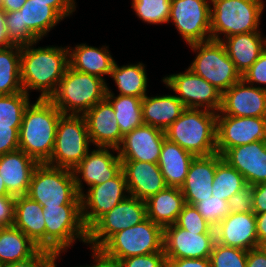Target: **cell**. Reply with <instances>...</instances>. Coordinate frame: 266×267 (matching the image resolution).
Instances as JSON below:
<instances>
[{
  "label": "cell",
  "instance_id": "1",
  "mask_svg": "<svg viewBox=\"0 0 266 267\" xmlns=\"http://www.w3.org/2000/svg\"><path fill=\"white\" fill-rule=\"evenodd\" d=\"M38 42L21 47V85L28 95L37 90L38 99H50L69 66L68 47L36 48Z\"/></svg>",
  "mask_w": 266,
  "mask_h": 267
},
{
  "label": "cell",
  "instance_id": "2",
  "mask_svg": "<svg viewBox=\"0 0 266 267\" xmlns=\"http://www.w3.org/2000/svg\"><path fill=\"white\" fill-rule=\"evenodd\" d=\"M61 111L49 100L38 99L25 108L19 130V149L39 164L47 163L54 148Z\"/></svg>",
  "mask_w": 266,
  "mask_h": 267
},
{
  "label": "cell",
  "instance_id": "3",
  "mask_svg": "<svg viewBox=\"0 0 266 267\" xmlns=\"http://www.w3.org/2000/svg\"><path fill=\"white\" fill-rule=\"evenodd\" d=\"M217 113L186 108L165 131V137L194 156H210L216 148Z\"/></svg>",
  "mask_w": 266,
  "mask_h": 267
},
{
  "label": "cell",
  "instance_id": "4",
  "mask_svg": "<svg viewBox=\"0 0 266 267\" xmlns=\"http://www.w3.org/2000/svg\"><path fill=\"white\" fill-rule=\"evenodd\" d=\"M106 80L67 67L50 101L62 114L84 115L106 99Z\"/></svg>",
  "mask_w": 266,
  "mask_h": 267
},
{
  "label": "cell",
  "instance_id": "5",
  "mask_svg": "<svg viewBox=\"0 0 266 267\" xmlns=\"http://www.w3.org/2000/svg\"><path fill=\"white\" fill-rule=\"evenodd\" d=\"M211 40L260 31L263 0H210ZM221 35L224 37L222 38Z\"/></svg>",
  "mask_w": 266,
  "mask_h": 267
},
{
  "label": "cell",
  "instance_id": "6",
  "mask_svg": "<svg viewBox=\"0 0 266 267\" xmlns=\"http://www.w3.org/2000/svg\"><path fill=\"white\" fill-rule=\"evenodd\" d=\"M42 205H81L73 171L46 163L35 168L26 194Z\"/></svg>",
  "mask_w": 266,
  "mask_h": 267
},
{
  "label": "cell",
  "instance_id": "7",
  "mask_svg": "<svg viewBox=\"0 0 266 267\" xmlns=\"http://www.w3.org/2000/svg\"><path fill=\"white\" fill-rule=\"evenodd\" d=\"M189 46L191 51L197 54L188 68L222 94L242 79L221 41L208 40Z\"/></svg>",
  "mask_w": 266,
  "mask_h": 267
},
{
  "label": "cell",
  "instance_id": "8",
  "mask_svg": "<svg viewBox=\"0 0 266 267\" xmlns=\"http://www.w3.org/2000/svg\"><path fill=\"white\" fill-rule=\"evenodd\" d=\"M45 222V249L67 252L79 240L87 245L81 205H42Z\"/></svg>",
  "mask_w": 266,
  "mask_h": 267
},
{
  "label": "cell",
  "instance_id": "9",
  "mask_svg": "<svg viewBox=\"0 0 266 267\" xmlns=\"http://www.w3.org/2000/svg\"><path fill=\"white\" fill-rule=\"evenodd\" d=\"M90 137L83 115L62 114L57 126L54 148L46 163L73 170L90 151Z\"/></svg>",
  "mask_w": 266,
  "mask_h": 267
},
{
  "label": "cell",
  "instance_id": "10",
  "mask_svg": "<svg viewBox=\"0 0 266 267\" xmlns=\"http://www.w3.org/2000/svg\"><path fill=\"white\" fill-rule=\"evenodd\" d=\"M164 229L147 218L140 224L118 231L100 248L118 260L163 250Z\"/></svg>",
  "mask_w": 266,
  "mask_h": 267
},
{
  "label": "cell",
  "instance_id": "11",
  "mask_svg": "<svg viewBox=\"0 0 266 267\" xmlns=\"http://www.w3.org/2000/svg\"><path fill=\"white\" fill-rule=\"evenodd\" d=\"M146 219V202L129 195L87 230V244L100 248L118 231L140 224Z\"/></svg>",
  "mask_w": 266,
  "mask_h": 267
},
{
  "label": "cell",
  "instance_id": "12",
  "mask_svg": "<svg viewBox=\"0 0 266 267\" xmlns=\"http://www.w3.org/2000/svg\"><path fill=\"white\" fill-rule=\"evenodd\" d=\"M162 82L186 108L205 109L215 113L221 109L222 93L189 68L163 77Z\"/></svg>",
  "mask_w": 266,
  "mask_h": 267
},
{
  "label": "cell",
  "instance_id": "13",
  "mask_svg": "<svg viewBox=\"0 0 266 267\" xmlns=\"http://www.w3.org/2000/svg\"><path fill=\"white\" fill-rule=\"evenodd\" d=\"M211 2L208 0H171L169 22L187 45L211 40Z\"/></svg>",
  "mask_w": 266,
  "mask_h": 267
},
{
  "label": "cell",
  "instance_id": "14",
  "mask_svg": "<svg viewBox=\"0 0 266 267\" xmlns=\"http://www.w3.org/2000/svg\"><path fill=\"white\" fill-rule=\"evenodd\" d=\"M126 177L121 170L114 178L87 188L81 197V215L88 230L102 215L129 196Z\"/></svg>",
  "mask_w": 266,
  "mask_h": 267
},
{
  "label": "cell",
  "instance_id": "15",
  "mask_svg": "<svg viewBox=\"0 0 266 267\" xmlns=\"http://www.w3.org/2000/svg\"><path fill=\"white\" fill-rule=\"evenodd\" d=\"M112 150V152H111ZM117 155H114L115 152ZM122 170L118 151L112 147H95L72 170L79 195L85 192L83 182L89 187L114 178ZM83 181V182H82Z\"/></svg>",
  "mask_w": 266,
  "mask_h": 267
},
{
  "label": "cell",
  "instance_id": "16",
  "mask_svg": "<svg viewBox=\"0 0 266 267\" xmlns=\"http://www.w3.org/2000/svg\"><path fill=\"white\" fill-rule=\"evenodd\" d=\"M266 140V118L217 116L216 148L227 149Z\"/></svg>",
  "mask_w": 266,
  "mask_h": 267
},
{
  "label": "cell",
  "instance_id": "17",
  "mask_svg": "<svg viewBox=\"0 0 266 267\" xmlns=\"http://www.w3.org/2000/svg\"><path fill=\"white\" fill-rule=\"evenodd\" d=\"M216 241L215 232H189L176 224L164 228L166 259L209 258Z\"/></svg>",
  "mask_w": 266,
  "mask_h": 267
},
{
  "label": "cell",
  "instance_id": "18",
  "mask_svg": "<svg viewBox=\"0 0 266 267\" xmlns=\"http://www.w3.org/2000/svg\"><path fill=\"white\" fill-rule=\"evenodd\" d=\"M217 116L266 118V90L241 79L222 94Z\"/></svg>",
  "mask_w": 266,
  "mask_h": 267
},
{
  "label": "cell",
  "instance_id": "19",
  "mask_svg": "<svg viewBox=\"0 0 266 267\" xmlns=\"http://www.w3.org/2000/svg\"><path fill=\"white\" fill-rule=\"evenodd\" d=\"M165 138L164 130L142 124L123 136L118 156L121 161L158 163Z\"/></svg>",
  "mask_w": 266,
  "mask_h": 267
},
{
  "label": "cell",
  "instance_id": "20",
  "mask_svg": "<svg viewBox=\"0 0 266 267\" xmlns=\"http://www.w3.org/2000/svg\"><path fill=\"white\" fill-rule=\"evenodd\" d=\"M222 159L251 185L266 182V140L227 149Z\"/></svg>",
  "mask_w": 266,
  "mask_h": 267
},
{
  "label": "cell",
  "instance_id": "21",
  "mask_svg": "<svg viewBox=\"0 0 266 267\" xmlns=\"http://www.w3.org/2000/svg\"><path fill=\"white\" fill-rule=\"evenodd\" d=\"M214 229L222 245L247 251L259 246L254 212L229 213Z\"/></svg>",
  "mask_w": 266,
  "mask_h": 267
},
{
  "label": "cell",
  "instance_id": "22",
  "mask_svg": "<svg viewBox=\"0 0 266 267\" xmlns=\"http://www.w3.org/2000/svg\"><path fill=\"white\" fill-rule=\"evenodd\" d=\"M90 141L95 147L117 149L123 140L114 108L104 99L89 109L84 115Z\"/></svg>",
  "mask_w": 266,
  "mask_h": 267
},
{
  "label": "cell",
  "instance_id": "23",
  "mask_svg": "<svg viewBox=\"0 0 266 267\" xmlns=\"http://www.w3.org/2000/svg\"><path fill=\"white\" fill-rule=\"evenodd\" d=\"M222 160L219 153L195 157L189 167L184 184L180 188L186 204L196 203L212 196V183L216 165Z\"/></svg>",
  "mask_w": 266,
  "mask_h": 267
},
{
  "label": "cell",
  "instance_id": "24",
  "mask_svg": "<svg viewBox=\"0 0 266 267\" xmlns=\"http://www.w3.org/2000/svg\"><path fill=\"white\" fill-rule=\"evenodd\" d=\"M130 196L146 201L167 185L157 163L122 161Z\"/></svg>",
  "mask_w": 266,
  "mask_h": 267
},
{
  "label": "cell",
  "instance_id": "25",
  "mask_svg": "<svg viewBox=\"0 0 266 267\" xmlns=\"http://www.w3.org/2000/svg\"><path fill=\"white\" fill-rule=\"evenodd\" d=\"M38 162L18 149L0 156V176L10 195H26Z\"/></svg>",
  "mask_w": 266,
  "mask_h": 267
},
{
  "label": "cell",
  "instance_id": "26",
  "mask_svg": "<svg viewBox=\"0 0 266 267\" xmlns=\"http://www.w3.org/2000/svg\"><path fill=\"white\" fill-rule=\"evenodd\" d=\"M67 47L69 67L104 80L106 75L110 76L116 61L109 51V46L98 48L81 43L72 48Z\"/></svg>",
  "mask_w": 266,
  "mask_h": 267
},
{
  "label": "cell",
  "instance_id": "27",
  "mask_svg": "<svg viewBox=\"0 0 266 267\" xmlns=\"http://www.w3.org/2000/svg\"><path fill=\"white\" fill-rule=\"evenodd\" d=\"M263 36L261 31H255L226 37L221 41L241 75L255 63L265 50L266 37Z\"/></svg>",
  "mask_w": 266,
  "mask_h": 267
},
{
  "label": "cell",
  "instance_id": "28",
  "mask_svg": "<svg viewBox=\"0 0 266 267\" xmlns=\"http://www.w3.org/2000/svg\"><path fill=\"white\" fill-rule=\"evenodd\" d=\"M14 227L39 248L45 249V222L42 206L27 195L15 197Z\"/></svg>",
  "mask_w": 266,
  "mask_h": 267
},
{
  "label": "cell",
  "instance_id": "29",
  "mask_svg": "<svg viewBox=\"0 0 266 267\" xmlns=\"http://www.w3.org/2000/svg\"><path fill=\"white\" fill-rule=\"evenodd\" d=\"M186 109L176 95H146L142 99L143 124L166 130Z\"/></svg>",
  "mask_w": 266,
  "mask_h": 267
},
{
  "label": "cell",
  "instance_id": "30",
  "mask_svg": "<svg viewBox=\"0 0 266 267\" xmlns=\"http://www.w3.org/2000/svg\"><path fill=\"white\" fill-rule=\"evenodd\" d=\"M175 142L164 139L158 166L167 187L181 188L188 174L190 164L195 158Z\"/></svg>",
  "mask_w": 266,
  "mask_h": 267
},
{
  "label": "cell",
  "instance_id": "31",
  "mask_svg": "<svg viewBox=\"0 0 266 267\" xmlns=\"http://www.w3.org/2000/svg\"><path fill=\"white\" fill-rule=\"evenodd\" d=\"M147 218L163 229L176 223L186 204L180 188L166 187L146 201Z\"/></svg>",
  "mask_w": 266,
  "mask_h": 267
},
{
  "label": "cell",
  "instance_id": "32",
  "mask_svg": "<svg viewBox=\"0 0 266 267\" xmlns=\"http://www.w3.org/2000/svg\"><path fill=\"white\" fill-rule=\"evenodd\" d=\"M19 11L21 12L22 27H27L39 41L64 20L48 3L27 0Z\"/></svg>",
  "mask_w": 266,
  "mask_h": 267
},
{
  "label": "cell",
  "instance_id": "33",
  "mask_svg": "<svg viewBox=\"0 0 266 267\" xmlns=\"http://www.w3.org/2000/svg\"><path fill=\"white\" fill-rule=\"evenodd\" d=\"M39 247L14 226L0 228V262L15 263L31 257Z\"/></svg>",
  "mask_w": 266,
  "mask_h": 267
},
{
  "label": "cell",
  "instance_id": "34",
  "mask_svg": "<svg viewBox=\"0 0 266 267\" xmlns=\"http://www.w3.org/2000/svg\"><path fill=\"white\" fill-rule=\"evenodd\" d=\"M110 77L118 88V95L134 96L142 99L147 95L148 78L145 64L141 62L122 66L115 62Z\"/></svg>",
  "mask_w": 266,
  "mask_h": 267
},
{
  "label": "cell",
  "instance_id": "35",
  "mask_svg": "<svg viewBox=\"0 0 266 267\" xmlns=\"http://www.w3.org/2000/svg\"><path fill=\"white\" fill-rule=\"evenodd\" d=\"M106 99L114 108L121 134L131 132L143 124L142 98L126 95H115L107 85Z\"/></svg>",
  "mask_w": 266,
  "mask_h": 267
},
{
  "label": "cell",
  "instance_id": "36",
  "mask_svg": "<svg viewBox=\"0 0 266 267\" xmlns=\"http://www.w3.org/2000/svg\"><path fill=\"white\" fill-rule=\"evenodd\" d=\"M21 47L0 48V95L22 92Z\"/></svg>",
  "mask_w": 266,
  "mask_h": 267
},
{
  "label": "cell",
  "instance_id": "37",
  "mask_svg": "<svg viewBox=\"0 0 266 267\" xmlns=\"http://www.w3.org/2000/svg\"><path fill=\"white\" fill-rule=\"evenodd\" d=\"M246 184L244 176L222 159L216 165L212 183V196L228 201Z\"/></svg>",
  "mask_w": 266,
  "mask_h": 267
},
{
  "label": "cell",
  "instance_id": "38",
  "mask_svg": "<svg viewBox=\"0 0 266 267\" xmlns=\"http://www.w3.org/2000/svg\"><path fill=\"white\" fill-rule=\"evenodd\" d=\"M29 96L24 91L0 95V126L20 128L24 110L31 103Z\"/></svg>",
  "mask_w": 266,
  "mask_h": 267
},
{
  "label": "cell",
  "instance_id": "39",
  "mask_svg": "<svg viewBox=\"0 0 266 267\" xmlns=\"http://www.w3.org/2000/svg\"><path fill=\"white\" fill-rule=\"evenodd\" d=\"M132 9L138 19L148 24L168 23L171 0H132Z\"/></svg>",
  "mask_w": 266,
  "mask_h": 267
},
{
  "label": "cell",
  "instance_id": "40",
  "mask_svg": "<svg viewBox=\"0 0 266 267\" xmlns=\"http://www.w3.org/2000/svg\"><path fill=\"white\" fill-rule=\"evenodd\" d=\"M247 250L225 246L215 241L210 254L211 267H246Z\"/></svg>",
  "mask_w": 266,
  "mask_h": 267
},
{
  "label": "cell",
  "instance_id": "41",
  "mask_svg": "<svg viewBox=\"0 0 266 267\" xmlns=\"http://www.w3.org/2000/svg\"><path fill=\"white\" fill-rule=\"evenodd\" d=\"M4 16L6 34L10 45L23 47L39 41L27 27H22L21 12L19 10L4 12Z\"/></svg>",
  "mask_w": 266,
  "mask_h": 267
},
{
  "label": "cell",
  "instance_id": "42",
  "mask_svg": "<svg viewBox=\"0 0 266 267\" xmlns=\"http://www.w3.org/2000/svg\"><path fill=\"white\" fill-rule=\"evenodd\" d=\"M202 217L209 222L214 228L223 220L227 215L228 201L211 196L194 205Z\"/></svg>",
  "mask_w": 266,
  "mask_h": 267
},
{
  "label": "cell",
  "instance_id": "43",
  "mask_svg": "<svg viewBox=\"0 0 266 267\" xmlns=\"http://www.w3.org/2000/svg\"><path fill=\"white\" fill-rule=\"evenodd\" d=\"M175 224L189 232H215L194 205L185 204Z\"/></svg>",
  "mask_w": 266,
  "mask_h": 267
},
{
  "label": "cell",
  "instance_id": "44",
  "mask_svg": "<svg viewBox=\"0 0 266 267\" xmlns=\"http://www.w3.org/2000/svg\"><path fill=\"white\" fill-rule=\"evenodd\" d=\"M254 185L247 183L228 200L229 213L253 212Z\"/></svg>",
  "mask_w": 266,
  "mask_h": 267
},
{
  "label": "cell",
  "instance_id": "45",
  "mask_svg": "<svg viewBox=\"0 0 266 267\" xmlns=\"http://www.w3.org/2000/svg\"><path fill=\"white\" fill-rule=\"evenodd\" d=\"M121 267H164L167 262L164 251L152 254L131 256L119 260Z\"/></svg>",
  "mask_w": 266,
  "mask_h": 267
},
{
  "label": "cell",
  "instance_id": "46",
  "mask_svg": "<svg viewBox=\"0 0 266 267\" xmlns=\"http://www.w3.org/2000/svg\"><path fill=\"white\" fill-rule=\"evenodd\" d=\"M242 79L250 85H256V87L266 90V48L255 63L242 75Z\"/></svg>",
  "mask_w": 266,
  "mask_h": 267
},
{
  "label": "cell",
  "instance_id": "47",
  "mask_svg": "<svg viewBox=\"0 0 266 267\" xmlns=\"http://www.w3.org/2000/svg\"><path fill=\"white\" fill-rule=\"evenodd\" d=\"M20 128L0 126V156L19 149Z\"/></svg>",
  "mask_w": 266,
  "mask_h": 267
},
{
  "label": "cell",
  "instance_id": "48",
  "mask_svg": "<svg viewBox=\"0 0 266 267\" xmlns=\"http://www.w3.org/2000/svg\"><path fill=\"white\" fill-rule=\"evenodd\" d=\"M15 219V196H0V228L11 227Z\"/></svg>",
  "mask_w": 266,
  "mask_h": 267
},
{
  "label": "cell",
  "instance_id": "49",
  "mask_svg": "<svg viewBox=\"0 0 266 267\" xmlns=\"http://www.w3.org/2000/svg\"><path fill=\"white\" fill-rule=\"evenodd\" d=\"M52 252L53 251L39 248L31 257L22 261L3 265L2 267H45L47 258Z\"/></svg>",
  "mask_w": 266,
  "mask_h": 267
},
{
  "label": "cell",
  "instance_id": "50",
  "mask_svg": "<svg viewBox=\"0 0 266 267\" xmlns=\"http://www.w3.org/2000/svg\"><path fill=\"white\" fill-rule=\"evenodd\" d=\"M94 259V265H84L83 267H121L117 258L107 255L101 248L89 246Z\"/></svg>",
  "mask_w": 266,
  "mask_h": 267
},
{
  "label": "cell",
  "instance_id": "51",
  "mask_svg": "<svg viewBox=\"0 0 266 267\" xmlns=\"http://www.w3.org/2000/svg\"><path fill=\"white\" fill-rule=\"evenodd\" d=\"M31 2L48 3V5L54 8L64 19L73 15L77 7L75 0H31Z\"/></svg>",
  "mask_w": 266,
  "mask_h": 267
},
{
  "label": "cell",
  "instance_id": "52",
  "mask_svg": "<svg viewBox=\"0 0 266 267\" xmlns=\"http://www.w3.org/2000/svg\"><path fill=\"white\" fill-rule=\"evenodd\" d=\"M253 212L255 214L266 212V182L254 185Z\"/></svg>",
  "mask_w": 266,
  "mask_h": 267
},
{
  "label": "cell",
  "instance_id": "53",
  "mask_svg": "<svg viewBox=\"0 0 266 267\" xmlns=\"http://www.w3.org/2000/svg\"><path fill=\"white\" fill-rule=\"evenodd\" d=\"M174 267H211L209 258L166 259Z\"/></svg>",
  "mask_w": 266,
  "mask_h": 267
},
{
  "label": "cell",
  "instance_id": "54",
  "mask_svg": "<svg viewBox=\"0 0 266 267\" xmlns=\"http://www.w3.org/2000/svg\"><path fill=\"white\" fill-rule=\"evenodd\" d=\"M246 267H266V253L259 247L248 250Z\"/></svg>",
  "mask_w": 266,
  "mask_h": 267
},
{
  "label": "cell",
  "instance_id": "55",
  "mask_svg": "<svg viewBox=\"0 0 266 267\" xmlns=\"http://www.w3.org/2000/svg\"><path fill=\"white\" fill-rule=\"evenodd\" d=\"M258 243L266 240V212L255 214Z\"/></svg>",
  "mask_w": 266,
  "mask_h": 267
},
{
  "label": "cell",
  "instance_id": "56",
  "mask_svg": "<svg viewBox=\"0 0 266 267\" xmlns=\"http://www.w3.org/2000/svg\"><path fill=\"white\" fill-rule=\"evenodd\" d=\"M27 0H2L0 3V8L4 12H12L20 10L21 7L26 3Z\"/></svg>",
  "mask_w": 266,
  "mask_h": 267
},
{
  "label": "cell",
  "instance_id": "57",
  "mask_svg": "<svg viewBox=\"0 0 266 267\" xmlns=\"http://www.w3.org/2000/svg\"><path fill=\"white\" fill-rule=\"evenodd\" d=\"M7 46H10V44L6 34L5 16L4 11L0 8V48H5Z\"/></svg>",
  "mask_w": 266,
  "mask_h": 267
},
{
  "label": "cell",
  "instance_id": "58",
  "mask_svg": "<svg viewBox=\"0 0 266 267\" xmlns=\"http://www.w3.org/2000/svg\"><path fill=\"white\" fill-rule=\"evenodd\" d=\"M61 253H65V252H52L49 257L47 258V263H46V266L45 267H57V264H56V260L60 259L61 257ZM75 267H83V266H75Z\"/></svg>",
  "mask_w": 266,
  "mask_h": 267
},
{
  "label": "cell",
  "instance_id": "59",
  "mask_svg": "<svg viewBox=\"0 0 266 267\" xmlns=\"http://www.w3.org/2000/svg\"><path fill=\"white\" fill-rule=\"evenodd\" d=\"M10 195L7 191V188L3 182L2 177L0 176V196Z\"/></svg>",
  "mask_w": 266,
  "mask_h": 267
},
{
  "label": "cell",
  "instance_id": "60",
  "mask_svg": "<svg viewBox=\"0 0 266 267\" xmlns=\"http://www.w3.org/2000/svg\"><path fill=\"white\" fill-rule=\"evenodd\" d=\"M258 247L266 253V240H263Z\"/></svg>",
  "mask_w": 266,
  "mask_h": 267
},
{
  "label": "cell",
  "instance_id": "61",
  "mask_svg": "<svg viewBox=\"0 0 266 267\" xmlns=\"http://www.w3.org/2000/svg\"><path fill=\"white\" fill-rule=\"evenodd\" d=\"M164 267H174L170 262H166L165 264H164Z\"/></svg>",
  "mask_w": 266,
  "mask_h": 267
}]
</instances>
